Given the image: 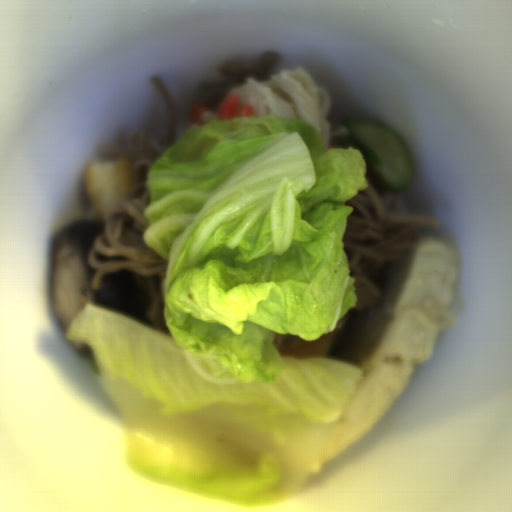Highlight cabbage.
<instances>
[{"label":"cabbage","instance_id":"obj_1","mask_svg":"<svg viewBox=\"0 0 512 512\" xmlns=\"http://www.w3.org/2000/svg\"><path fill=\"white\" fill-rule=\"evenodd\" d=\"M143 239L167 260L170 335L84 305L90 347L134 471L231 503L279 501L320 465L363 370L288 357L275 332H332L358 295L342 246L366 159L288 117L213 119L156 153Z\"/></svg>","mask_w":512,"mask_h":512}]
</instances>
